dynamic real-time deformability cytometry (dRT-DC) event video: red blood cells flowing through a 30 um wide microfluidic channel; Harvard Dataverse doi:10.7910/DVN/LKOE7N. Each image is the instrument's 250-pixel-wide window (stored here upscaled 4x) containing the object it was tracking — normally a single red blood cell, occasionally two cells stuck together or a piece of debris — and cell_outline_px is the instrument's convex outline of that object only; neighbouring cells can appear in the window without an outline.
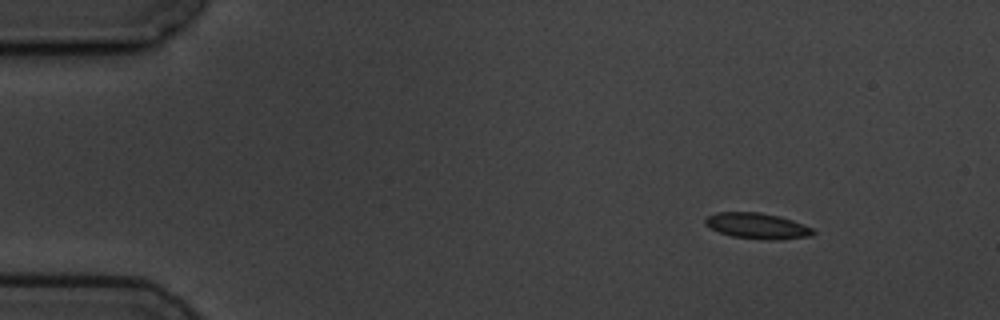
{"species": "common noctule bat (a hibernating species)", "species_latin": "Nyctalus noctula", "temperature_condition": "cold", "stored_images_in_passage": 4, "camera_frame_rate_fps": 3000, "um_per_image_px": 0.085, "animal": {"sex": "male", "body_mass_g": 19.5, "forearm_length_mm": 54.6}, "frame": {"image": 1, "passage_image": 1, "time_ms": 0.0, "image_size_px": [1000, 320], "cell_outline_px": [[816, 232], [812, 236], [780, 240], [768, 240], [732, 236], [720, 232], [704, 224], [704, 220], [708, 216], [716, 212], [760, 212], [780, 216], [792, 220], [812, 228]], "centroid_in_image_um": [64.39, 19.2], "position_along_channel_um": 20.6, "area_um2": 16.24}}
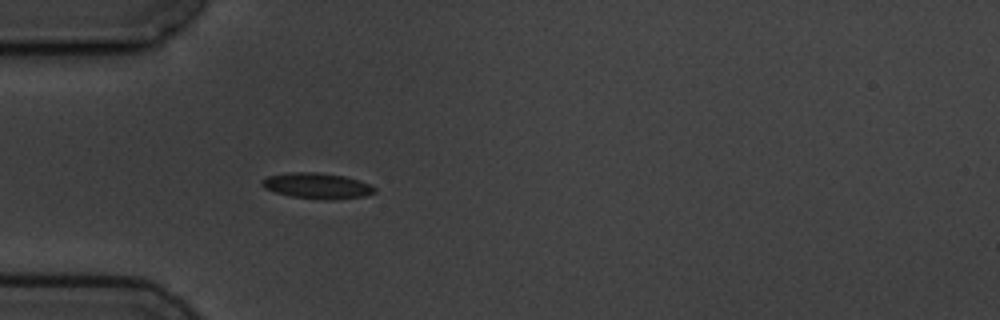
{"frame": {"image": 2, "passage_image": 4, "time_ms": 3.333, "image_size_px": [1000, 320], "cell_outline_px": [[376, 192], [364, 196], [332, 200], [324, 200], [292, 196], [276, 192], [264, 188], [260, 184], [260, 180], [268, 176], [288, 172], [316, 172], [344, 176], [368, 184], [376, 188]], "centroid_in_image_um": [26.92, 15.79], "position_along_channel_um": 58.1, "area_um2": 16.82}}